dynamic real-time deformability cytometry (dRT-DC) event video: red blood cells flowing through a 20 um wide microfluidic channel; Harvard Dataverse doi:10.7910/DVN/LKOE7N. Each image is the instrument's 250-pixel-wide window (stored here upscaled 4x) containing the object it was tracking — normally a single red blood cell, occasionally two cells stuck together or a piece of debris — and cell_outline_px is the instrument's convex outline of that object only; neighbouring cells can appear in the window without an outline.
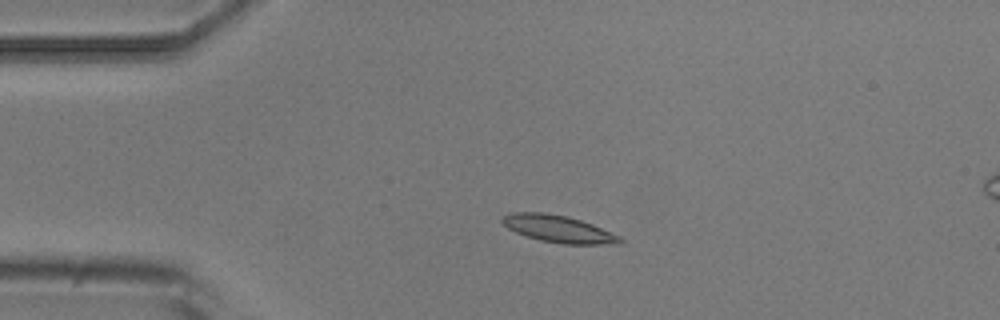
{"species": "common noctule bat (a hibernating species)", "species_latin": "Nyctalus noctula", "temperature_condition": "room temperature", "stored_images_in_passage": 4, "camera_frame_rate_fps": 3000, "um_per_image_px": 0.085, "animal": {"sex": "male", "body_mass_g": 20.5, "forearm_length_mm": 52.5}, "frame": {"image": 1, "passage_image": 3, "time_ms": 3.333, "image_size_px": [1000, 320], "cell_outline_px": [[624, 244], [564, 244], [540, 240], [516, 232], [508, 228], [500, 220], [500, 216], [512, 212], [544, 212], [568, 216], [592, 224], [620, 236], [624, 240]], "centroid_in_image_um": [47.47, 19.45], "position_along_channel_um": 37.5, "area_um2": 18.67}}